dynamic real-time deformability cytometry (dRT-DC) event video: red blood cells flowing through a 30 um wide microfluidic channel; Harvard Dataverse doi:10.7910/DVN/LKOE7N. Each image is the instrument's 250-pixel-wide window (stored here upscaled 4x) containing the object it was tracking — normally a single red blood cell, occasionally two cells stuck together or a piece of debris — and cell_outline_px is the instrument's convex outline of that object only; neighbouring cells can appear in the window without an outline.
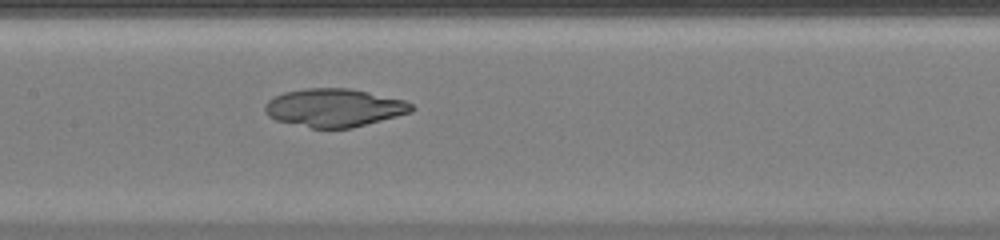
{"species": "common noctule bat (a hibernating species)", "species_latin": "Nyctalus noctula", "temperature_condition": "warm", "stored_images_in_passage": 48, "camera_frame_rate_fps": 3000, "um_per_image_px": 0.085, "animal": {"sex": "female", "body_mass_g": 20.0, "forearm_length_mm": 54.0}, "frame": {"image": 1, "passage_image": 25, "time_ms": 8.0, "image_size_px": [1000, 240], "cell_outline_px": [[416, 108], [412, 112], [352, 128], [312, 128], [276, 120], [268, 116], [264, 112], [264, 104], [268, 100], [284, 92], [304, 88], [348, 88], [368, 92], [404, 100], [412, 104]], "centroid_in_image_um": [28.4, 9.16], "position_along_channel_um": 179.0, "area_um2": 32.6}}
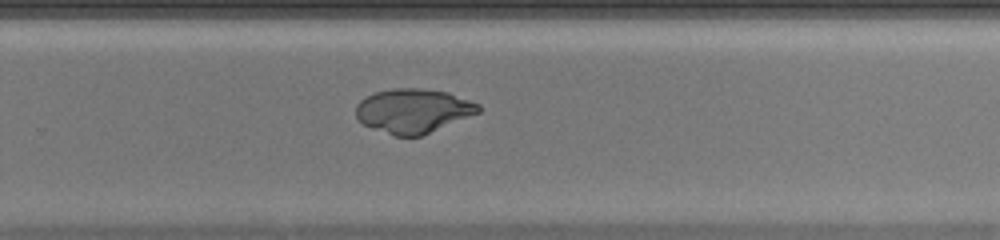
{"frame": {"image": 2, "passage_image": 33, "time_ms": 10.667, "image_size_px": [1000, 240], "cell_outline_px": [[480, 112], [420, 136], [392, 136], [364, 124], [356, 116], [356, 104], [360, 100], [376, 92], [392, 88], [420, 88], [448, 92], [480, 104]], "centroid_in_image_um": [35.12, 9.41], "position_along_channel_um": 294.7, "area_um2": 31.39}}
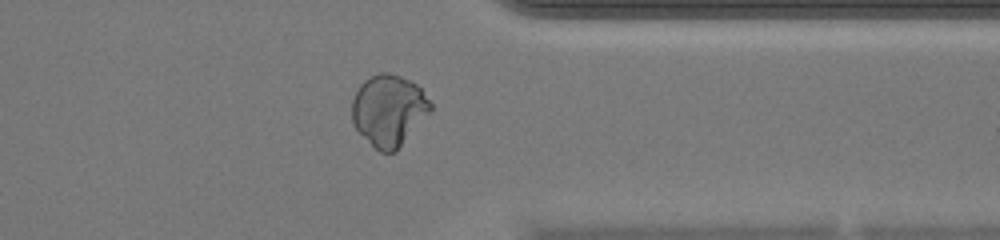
{"frame": {"image": 3, "passage_image": 39, "time_ms": 12.667, "image_size_px": [1000, 240], "cell_outline_px": [[432, 112], [396, 152], [380, 152], [356, 128], [352, 120], [352, 100], [360, 84], [364, 80], [380, 72], [388, 72], [400, 76], [416, 84], [420, 88], [432, 104]], "centroid_in_image_um": [33.07, 9.38], "position_along_channel_um": 378.3, "area_um2": 32.66}}